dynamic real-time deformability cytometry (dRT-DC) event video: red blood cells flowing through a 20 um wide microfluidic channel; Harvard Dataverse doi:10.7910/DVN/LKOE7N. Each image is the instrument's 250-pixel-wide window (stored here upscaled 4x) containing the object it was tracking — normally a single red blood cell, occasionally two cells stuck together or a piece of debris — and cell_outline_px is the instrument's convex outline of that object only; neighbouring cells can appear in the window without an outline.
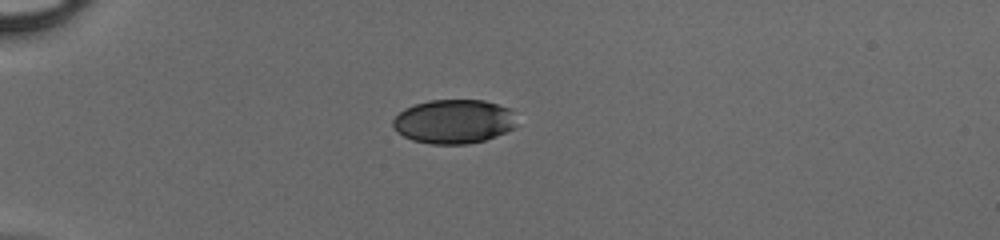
{"species": "human", "species_latin": "Homo sapiens", "temperature_condition": "cold", "stored_images_in_passage": 36, "camera_frame_rate_fps": 3000, "um_per_image_px": 0.085, "donor": {"sex": "male"}, "frame": {"image": 1, "passage_image": 1, "time_ms": 0.0, "image_size_px": [1000, 240], "cell_outline_px": [[516, 128], [496, 136], [484, 140], [468, 144], [432, 144], [412, 140], [396, 132], [392, 124], [392, 120], [404, 108], [428, 100], [484, 100], [508, 108], [512, 112], [516, 124]], "centroid_in_image_um": [38.56, 10.33], "position_along_channel_um": 46.4, "area_um2": 31.85}}
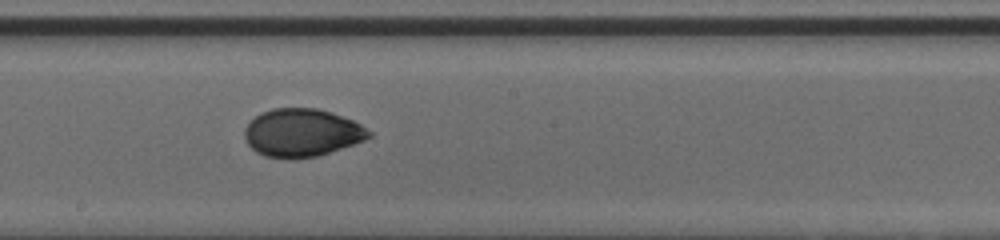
{"frame": {"image": 2, "passage_image": 16, "time_ms": 5.0, "image_size_px": [1000, 240], "cell_outline_px": [[372, 136], [364, 140], [316, 156], [264, 156], [256, 152], [248, 144], [244, 136], [244, 128], [260, 112], [272, 108], [316, 108], [332, 112], [352, 120], [360, 124], [372, 132]], "centroid_in_image_um": [25.65, 11.24], "position_along_channel_um": 222.5, "area_um2": 34.04}}
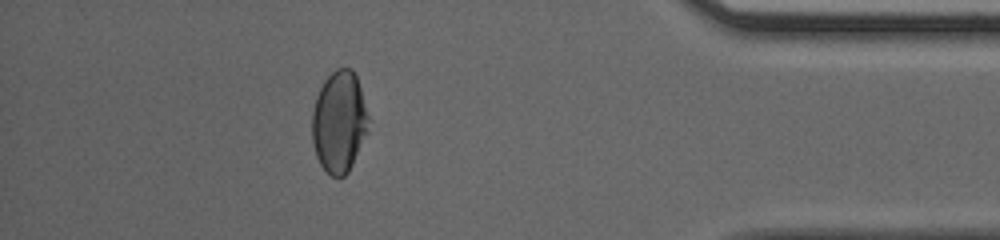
{"frame": {"image": 3, "passage_image": 31, "time_ms": 10.0, "image_size_px": [1000, 240], "cell_outline_px": [[372, 120], [368, 132], [348, 172], [344, 176], [332, 176], [320, 164], [316, 156], [312, 140], [312, 112], [316, 96], [324, 80], [336, 68], [352, 68], [356, 76]], "centroid_in_image_um": [28.86, 10.33], "position_along_channel_um": 406.3, "area_um2": 33.76}}